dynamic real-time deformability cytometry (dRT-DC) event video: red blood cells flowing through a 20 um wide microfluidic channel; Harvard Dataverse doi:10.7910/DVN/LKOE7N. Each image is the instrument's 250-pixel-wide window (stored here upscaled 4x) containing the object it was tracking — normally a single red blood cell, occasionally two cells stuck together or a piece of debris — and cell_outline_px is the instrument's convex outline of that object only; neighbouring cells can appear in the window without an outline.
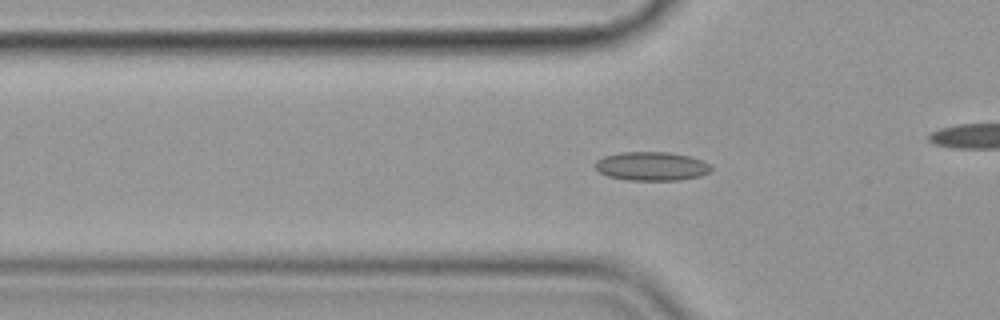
{"species": "common noctule bat (a hibernating species)", "species_latin": "Nyctalus noctula", "temperature_condition": "cold", "stored_images_in_passage": 42, "camera_frame_rate_fps": 3000, "um_per_image_px": 0.085, "animal": {"sex": "female", "body_mass_g": 19.9}, "frame": {"image": 1, "passage_image": 4, "time_ms": 1.0, "image_size_px": [1000, 320], "cell_outline_px": [[712, 172], [700, 176], [680, 180], [628, 180], [608, 176], [600, 172], [596, 168], [596, 160], [604, 156], [620, 152], [668, 152], [688, 156], [700, 160], [708, 164], [712, 168]], "centroid_in_image_um": [55.39, 14.13], "position_along_channel_um": 70.4, "area_um2": 19.36}}
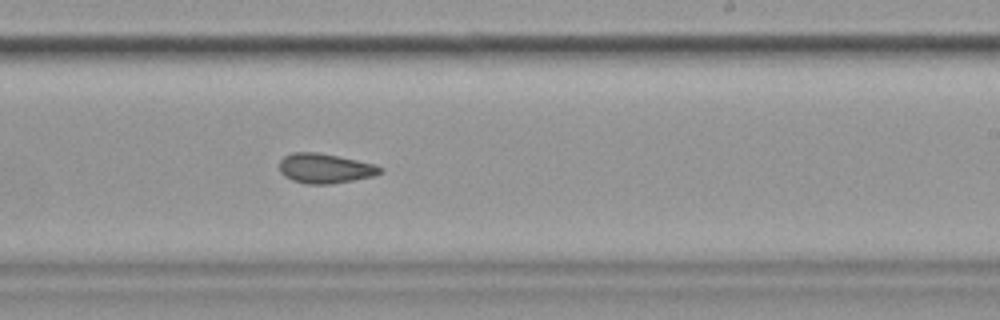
{"frame": {"image": 2, "passage_image": 20, "time_ms": 6.333, "image_size_px": [1000, 320], "cell_outline_px": [[384, 172], [372, 176], [332, 184], [304, 184], [292, 180], [284, 176], [280, 172], [280, 160], [284, 156], [292, 152], [316, 152], [376, 164], [384, 168]], "centroid_in_image_um": [27.63, 14.32], "position_along_channel_um": 261.4, "area_um2": 17.51}}
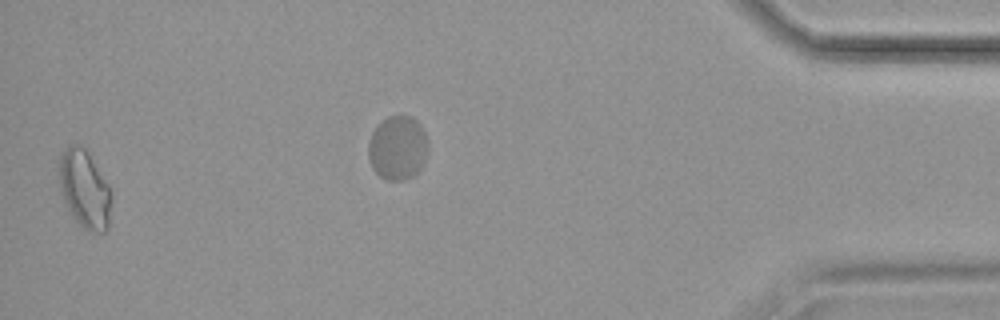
{"frame": {"image": 3, "passage_image": 41, "time_ms": 13.333, "image_size_px": [1000, 320], "cell_outline_px": [[112, 200], [108, 228], [104, 232], [88, 232], [68, 212], [60, 192], [60, 160], [64, 152], [72, 144], [76, 144], [84, 148], [88, 152], [108, 184]], "centroid_in_image_um": [7.21, 16.14], "position_along_channel_um": 428.0, "area_um2": 23.58}, "authors_computed_cell_mechanics": {"area_um2": 17.8313, "velocity_mm_per_s": 3.5916, "shape_relaxation_time_tau1_ms": null, "shape_relaxation_time_tau2_ms": 3.5229, "deformation_change_tau1": null, "deformation_change_tau2": 0.0868}}